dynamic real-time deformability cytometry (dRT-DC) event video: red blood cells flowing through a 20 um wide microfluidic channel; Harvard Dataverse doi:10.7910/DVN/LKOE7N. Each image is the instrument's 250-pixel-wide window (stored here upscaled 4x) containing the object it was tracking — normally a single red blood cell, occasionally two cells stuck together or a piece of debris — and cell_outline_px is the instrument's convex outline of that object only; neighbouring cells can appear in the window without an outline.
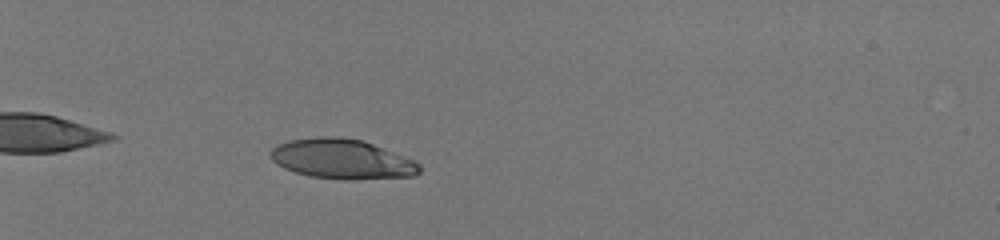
{"species": "human", "species_latin": "Homo sapiens", "temperature_condition": "room temperature", "stored_images_in_passage": 43, "camera_frame_rate_fps": 3000, "um_per_image_px": 0.085, "donor": {"sex": "male"}, "frame": {"image": 1, "passage_image": 8, "time_ms": 2.333, "image_size_px": [1000, 240], "cell_outline_px": [[420, 172], [412, 176], [312, 176], [296, 172], [284, 168], [276, 164], [272, 160], [268, 152], [276, 144], [292, 140], [316, 136], [336, 136], [364, 140], [412, 160], [420, 164]], "centroid_in_image_um": [28.96, 13.44], "position_along_channel_um": 56.0, "area_um2": 33.0}}
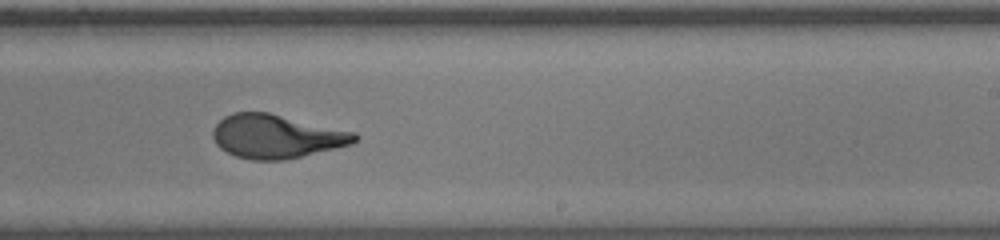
{"frame": {"image": 2, "passage_image": 27, "time_ms": 8.667, "image_size_px": [1000, 240], "cell_outline_px": [[360, 136], [352, 144], [336, 148], [284, 160], [252, 160], [236, 156], [220, 148], [216, 144], [212, 136], [212, 132], [216, 124], [224, 116], [232, 112], [268, 112], [356, 132]], "centroid_in_image_um": [23.49, 11.59], "position_along_channel_um": 265.5, "area_um2": 36.13}}
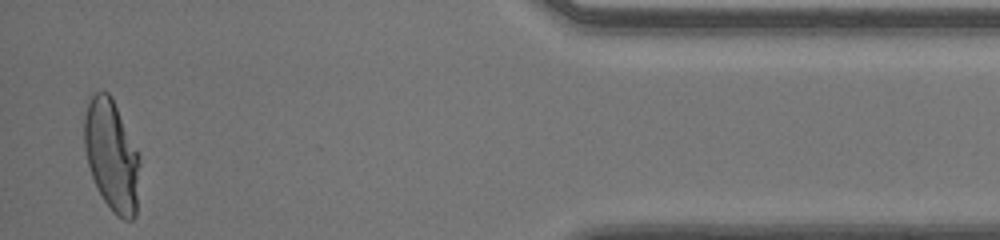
{"frame": {"image": 3, "passage_image": 42, "time_ms": 13.667, "image_size_px": [1000, 240], "cell_outline_px": [[140, 164], [136, 216], [132, 220], [124, 220], [116, 216], [112, 212], [104, 200], [92, 176], [88, 164], [84, 144], [84, 116], [92, 92], [108, 92], [112, 96], [136, 152]], "centroid_in_image_um": [9.48, 13.24], "position_along_channel_um": 425.7, "area_um2": 35.43}, "authors_computed_cell_mechanics": {"area_um2": 35.836, "velocity_mm_per_s": 4.0763, "shape_relaxation_time_tau1_ms": 4.7508, "shape_relaxation_time_tau2_ms": null, "deformation_change_tau1": 0.2529, "deformation_change_tau2": null}}